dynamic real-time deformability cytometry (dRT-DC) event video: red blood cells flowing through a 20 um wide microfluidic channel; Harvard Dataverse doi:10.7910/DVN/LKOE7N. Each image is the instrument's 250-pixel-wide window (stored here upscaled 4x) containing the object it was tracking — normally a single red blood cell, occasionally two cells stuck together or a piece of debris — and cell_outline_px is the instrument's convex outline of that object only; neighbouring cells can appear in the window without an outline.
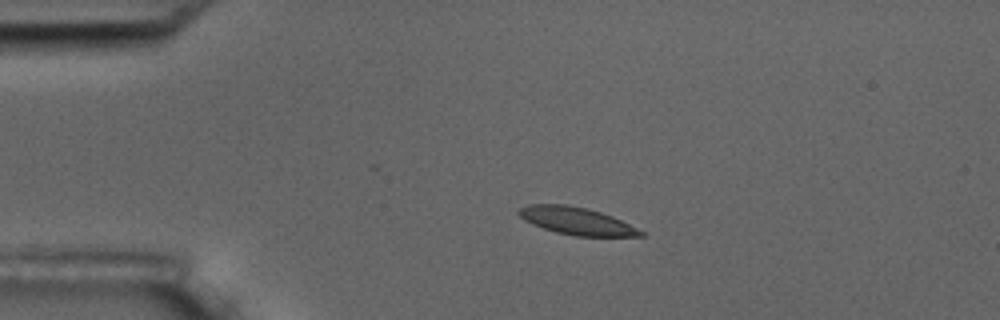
{"species": "common noctule bat (a hibernating species)", "species_latin": "Nyctalus noctula", "temperature_condition": "room temperature", "stored_images_in_passage": 4, "camera_frame_rate_fps": 3000, "um_per_image_px": 0.085, "animal": {"sex": "male", "body_mass_g": 17.5, "forearm_length_mm": 52.3}, "frame": {"image": 1, "passage_image": 2, "time_ms": 2.0, "image_size_px": [1000, 320], "cell_outline_px": [[644, 236], [576, 236], [556, 232], [532, 224], [524, 220], [516, 212], [520, 208], [528, 204], [564, 204], [588, 208], [612, 216], [644, 232]], "centroid_in_image_um": [48.97, 18.77], "position_along_channel_um": 36.0, "area_um2": 19.31}}
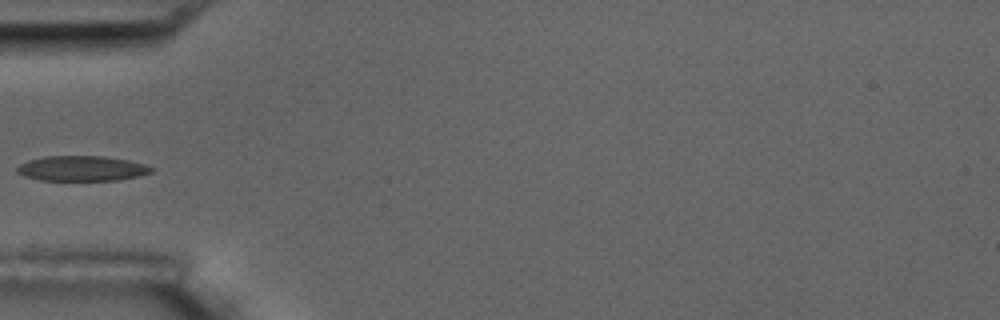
{"frame": {"image": 2, "passage_image": 4, "time_ms": 4.333, "image_size_px": [1000, 320], "cell_outline_px": [[156, 168], [152, 172], [140, 176], [116, 180], [40, 180], [24, 176], [16, 172], [16, 168], [20, 164], [28, 160], [44, 156], [104, 156], [128, 160], [144, 164]], "centroid_in_image_um": [6.96, 14.31], "position_along_channel_um": 78.0, "area_um2": 19.77}}